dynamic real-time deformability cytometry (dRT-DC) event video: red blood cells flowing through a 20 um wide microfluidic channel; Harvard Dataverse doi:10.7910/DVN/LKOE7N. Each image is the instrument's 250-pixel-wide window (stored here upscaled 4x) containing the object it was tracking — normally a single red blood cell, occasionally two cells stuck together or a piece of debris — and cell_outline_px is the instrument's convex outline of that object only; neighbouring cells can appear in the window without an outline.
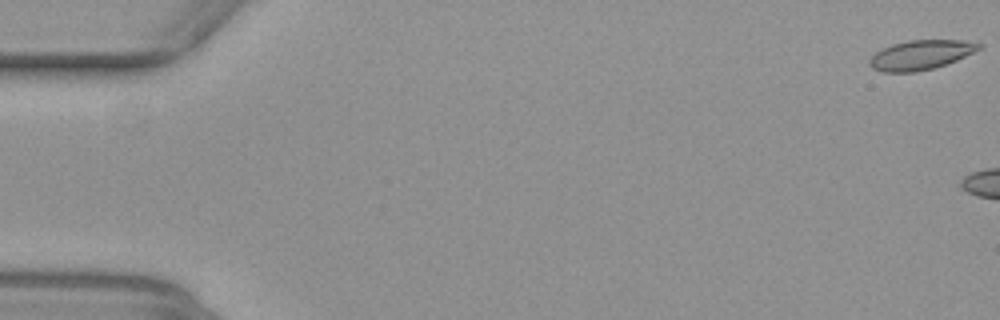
{"species": "common noctule bat (a hibernating species)", "species_latin": "Nyctalus noctula", "temperature_condition": "warm", "stored_images_in_passage": 5, "camera_frame_rate_fps": 3000, "um_per_image_px": 0.085, "animal": {"sex": "female", "body_mass_g": 29.2, "forearm_length_mm": 56.3}, "frame": {"image": 1, "passage_image": 1, "time_ms": 0.0, "image_size_px": [1000, 320], "cell_outline_px": [[984, 44], [980, 48], [956, 60], [932, 68], [916, 72], [880, 72], [872, 68], [868, 64], [868, 60], [876, 52], [892, 44], [908, 40], [964, 40]], "centroid_in_image_um": [78.22, 4.66], "position_along_channel_um": 6.8, "area_um2": 18.67}}